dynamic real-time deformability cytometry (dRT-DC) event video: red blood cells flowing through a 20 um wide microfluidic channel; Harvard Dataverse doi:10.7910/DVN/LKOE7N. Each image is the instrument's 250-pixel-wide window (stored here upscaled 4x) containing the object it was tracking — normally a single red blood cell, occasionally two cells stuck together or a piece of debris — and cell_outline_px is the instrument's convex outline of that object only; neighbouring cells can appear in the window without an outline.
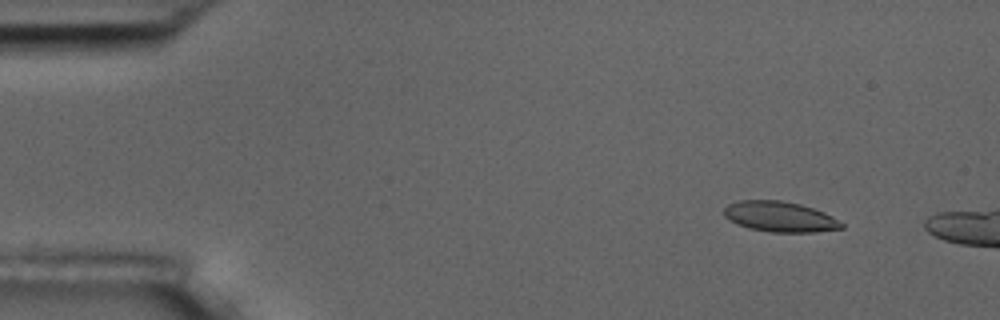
{"species": "common noctule bat (a hibernating species)", "species_latin": "Nyctalus noctula", "temperature_condition": "room temperature", "stored_images_in_passage": 4, "camera_frame_rate_fps": 3000, "um_per_image_px": 0.085, "animal": {"sex": "male", "body_mass_g": 17.5, "forearm_length_mm": 52.3}, "frame": {"image": 1, "passage_image": 1, "time_ms": 0.0, "image_size_px": [1000, 320], "cell_outline_px": [[844, 228], [816, 232], [772, 232], [748, 228], [728, 220], [724, 216], [724, 208], [728, 204], [740, 200], [780, 200], [800, 204], [824, 212], [832, 216], [844, 224]], "centroid_in_image_um": [66.28, 18.42], "position_along_channel_um": 18.7, "area_um2": 20.87}}